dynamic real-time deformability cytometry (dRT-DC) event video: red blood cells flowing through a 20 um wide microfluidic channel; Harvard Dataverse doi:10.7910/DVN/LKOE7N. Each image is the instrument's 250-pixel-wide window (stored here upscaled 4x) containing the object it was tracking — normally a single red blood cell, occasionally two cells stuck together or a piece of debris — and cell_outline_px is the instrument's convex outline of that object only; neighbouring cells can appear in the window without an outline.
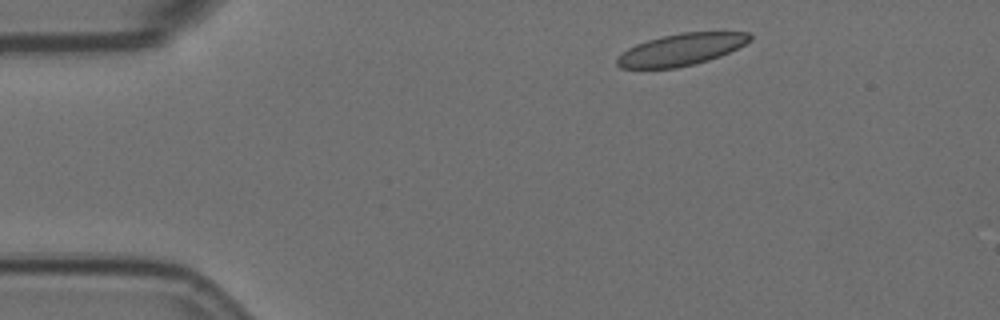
{"species": "Egyptian fruit bat (a non-hibernating species)", "species_latin": "Rousettus aegyptiacus", "temperature_condition": "room temperature", "stored_images_in_passage": 3, "camera_frame_rate_fps": 3000, "um_per_image_px": 0.085, "animal": {"sex": "female"}, "frame": {"image": 1, "passage_image": 1, "time_ms": 0.0, "image_size_px": [1000, 320], "cell_outline_px": [[752, 40], [720, 56], [708, 60], [676, 68], [620, 68], [616, 64], [616, 56], [628, 48], [636, 44], [648, 40], [680, 32], [748, 32], [752, 36]], "centroid_in_image_um": [57.87, 4.21], "position_along_channel_um": 27.1, "area_um2": 24.51}}